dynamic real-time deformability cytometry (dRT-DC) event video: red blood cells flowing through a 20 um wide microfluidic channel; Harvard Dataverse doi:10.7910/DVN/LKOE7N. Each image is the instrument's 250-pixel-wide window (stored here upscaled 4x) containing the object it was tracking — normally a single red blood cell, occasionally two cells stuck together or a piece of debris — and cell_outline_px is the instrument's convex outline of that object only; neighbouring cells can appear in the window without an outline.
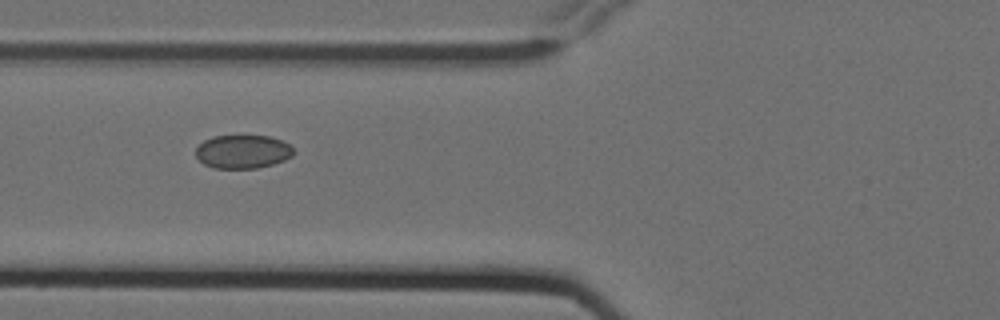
{"species": "Egyptian fruit bat (a non-hibernating species)", "species_latin": "Rousettus aegyptiacus", "temperature_condition": "cold", "stored_images_in_passage": 7, "camera_frame_rate_fps": 3000, "um_per_image_px": 0.085, "animal": {"sex": "female"}, "frame": {"image": 1, "passage_image": 7, "time_ms": 2.0, "image_size_px": [1000, 320], "cell_outline_px": [[296, 152], [292, 156], [284, 160], [272, 164], [256, 168], [212, 168], [204, 164], [196, 156], [196, 148], [204, 140], [212, 136], [272, 136], [288, 144]], "centroid_in_image_um": [20.63, 12.89], "position_along_channel_um": 105.2, "area_um2": 19.07}}